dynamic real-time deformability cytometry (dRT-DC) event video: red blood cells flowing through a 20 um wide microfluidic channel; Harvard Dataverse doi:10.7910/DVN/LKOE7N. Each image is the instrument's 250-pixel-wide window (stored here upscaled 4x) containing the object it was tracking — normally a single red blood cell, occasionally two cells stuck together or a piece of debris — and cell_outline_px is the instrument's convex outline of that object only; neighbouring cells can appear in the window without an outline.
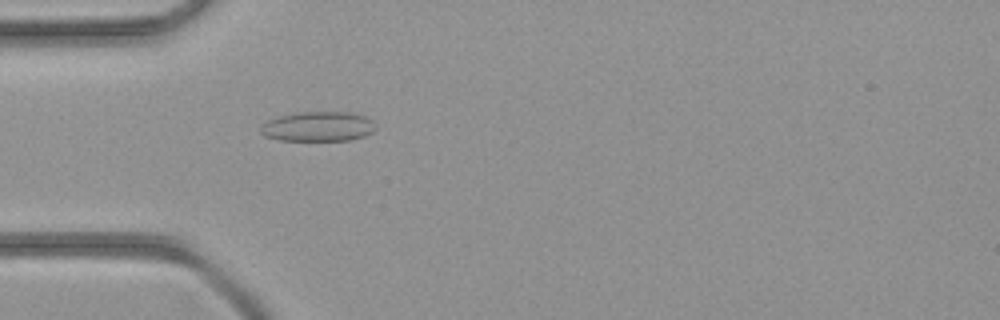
{"species": "common noctule bat (a hibernating species)", "species_latin": "Nyctalus noctula", "temperature_condition": "room temperature", "stored_images_in_passage": 34, "camera_frame_rate_fps": 3000, "um_per_image_px": 0.085, "animal": {"sex": "female", "body_mass_g": 21.9}, "frame": {"image": 1, "passage_image": 4, "time_ms": 1.0, "image_size_px": [1000, 320], "cell_outline_px": [[376, 128], [372, 132], [364, 136], [352, 140], [280, 140], [264, 136], [260, 132], [260, 128], [268, 120], [280, 116], [300, 112], [348, 112], [364, 116], [372, 120]], "centroid_in_image_um": [27.05, 10.76], "position_along_channel_um": 58.0, "area_um2": 19.83}}
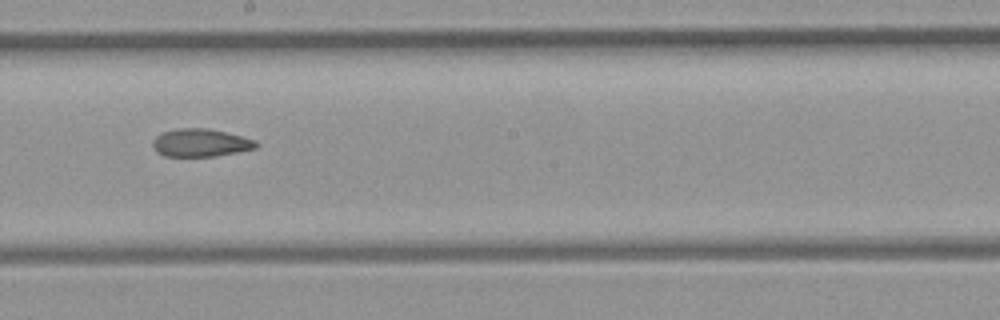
{"frame": {"image": 2, "passage_image": 15, "time_ms": 4.667, "image_size_px": [1000, 320], "cell_outline_px": [[260, 144], [256, 148], [216, 156], [164, 156], [156, 152], [152, 148], [152, 140], [160, 132], [176, 128], [208, 128], [256, 140]], "centroid_in_image_um": [17.0, 12.13], "position_along_channel_um": 231.2, "area_um2": 16.94}}
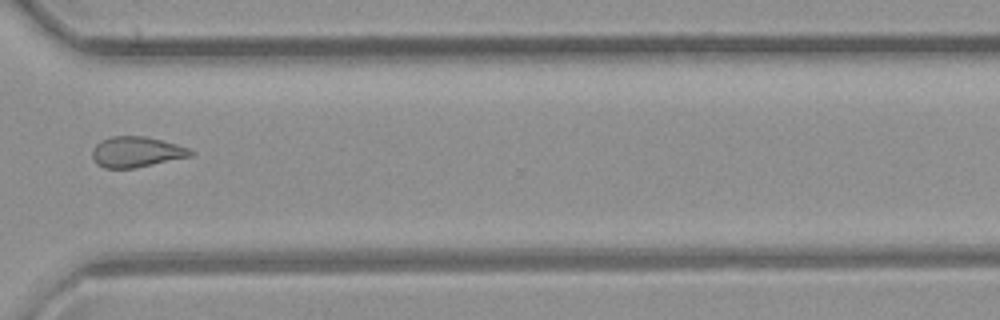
{"frame": {"image": 3, "passage_image": 23, "time_ms": 7.333, "image_size_px": [1000, 320], "cell_outline_px": [[192, 156], [132, 168], [104, 168], [96, 164], [92, 156], [92, 148], [100, 140], [112, 136], [144, 136], [176, 144], [188, 148], [192, 152]], "centroid_in_image_um": [11.53, 12.91], "position_along_channel_um": 359.1, "area_um2": 17.34}}